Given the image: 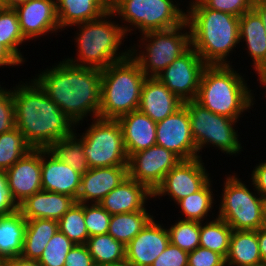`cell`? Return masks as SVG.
I'll return each instance as SVG.
<instances>
[{
  "mask_svg": "<svg viewBox=\"0 0 266 266\" xmlns=\"http://www.w3.org/2000/svg\"><path fill=\"white\" fill-rule=\"evenodd\" d=\"M47 70L34 81L75 125L91 112L99 118L101 69L64 60Z\"/></svg>",
  "mask_w": 266,
  "mask_h": 266,
  "instance_id": "6da1fadb",
  "label": "cell"
},
{
  "mask_svg": "<svg viewBox=\"0 0 266 266\" xmlns=\"http://www.w3.org/2000/svg\"><path fill=\"white\" fill-rule=\"evenodd\" d=\"M12 90L15 127L33 149H47L53 142L74 134V123L32 80Z\"/></svg>",
  "mask_w": 266,
  "mask_h": 266,
  "instance_id": "7a4b0ae2",
  "label": "cell"
},
{
  "mask_svg": "<svg viewBox=\"0 0 266 266\" xmlns=\"http://www.w3.org/2000/svg\"><path fill=\"white\" fill-rule=\"evenodd\" d=\"M188 10L191 47L207 65H229L227 55L240 42L239 17L207 8L201 1L191 2Z\"/></svg>",
  "mask_w": 266,
  "mask_h": 266,
  "instance_id": "3957f363",
  "label": "cell"
},
{
  "mask_svg": "<svg viewBox=\"0 0 266 266\" xmlns=\"http://www.w3.org/2000/svg\"><path fill=\"white\" fill-rule=\"evenodd\" d=\"M244 81L230 65H207L195 101L215 114L237 120L254 104Z\"/></svg>",
  "mask_w": 266,
  "mask_h": 266,
  "instance_id": "277c9868",
  "label": "cell"
},
{
  "mask_svg": "<svg viewBox=\"0 0 266 266\" xmlns=\"http://www.w3.org/2000/svg\"><path fill=\"white\" fill-rule=\"evenodd\" d=\"M146 76L130 55L101 70V104L99 118L117 120L138 110Z\"/></svg>",
  "mask_w": 266,
  "mask_h": 266,
  "instance_id": "5b68a950",
  "label": "cell"
},
{
  "mask_svg": "<svg viewBox=\"0 0 266 266\" xmlns=\"http://www.w3.org/2000/svg\"><path fill=\"white\" fill-rule=\"evenodd\" d=\"M113 15V11L109 9L97 19L76 24V26L82 25L76 37L79 58L78 60L68 58L65 61L76 66L102 70L114 62H119L129 57L131 55L130 49L120 55L117 54V51L125 37L124 35L132 29L120 26L118 23L116 25L114 22L107 21V19L105 20L107 16L111 17Z\"/></svg>",
  "mask_w": 266,
  "mask_h": 266,
  "instance_id": "8992f818",
  "label": "cell"
},
{
  "mask_svg": "<svg viewBox=\"0 0 266 266\" xmlns=\"http://www.w3.org/2000/svg\"><path fill=\"white\" fill-rule=\"evenodd\" d=\"M218 217L233 230L257 231L265 226V200L253 194L236 176L226 178Z\"/></svg>",
  "mask_w": 266,
  "mask_h": 266,
  "instance_id": "52a82bcc",
  "label": "cell"
},
{
  "mask_svg": "<svg viewBox=\"0 0 266 266\" xmlns=\"http://www.w3.org/2000/svg\"><path fill=\"white\" fill-rule=\"evenodd\" d=\"M110 9L142 34L178 27L187 16L172 0H110Z\"/></svg>",
  "mask_w": 266,
  "mask_h": 266,
  "instance_id": "ba28073f",
  "label": "cell"
},
{
  "mask_svg": "<svg viewBox=\"0 0 266 266\" xmlns=\"http://www.w3.org/2000/svg\"><path fill=\"white\" fill-rule=\"evenodd\" d=\"M80 136L89 168L127 166L128 155L118 120L94 118Z\"/></svg>",
  "mask_w": 266,
  "mask_h": 266,
  "instance_id": "9c48e42d",
  "label": "cell"
},
{
  "mask_svg": "<svg viewBox=\"0 0 266 266\" xmlns=\"http://www.w3.org/2000/svg\"><path fill=\"white\" fill-rule=\"evenodd\" d=\"M187 26L189 24L186 21L178 27L143 34L142 40L150 42L145 46L146 52H141L142 55L138 56L135 54L137 50L131 49L134 51H131V55L139 63L146 77H157L191 47V32H179Z\"/></svg>",
  "mask_w": 266,
  "mask_h": 266,
  "instance_id": "30bf717a",
  "label": "cell"
},
{
  "mask_svg": "<svg viewBox=\"0 0 266 266\" xmlns=\"http://www.w3.org/2000/svg\"><path fill=\"white\" fill-rule=\"evenodd\" d=\"M183 105L189 112L191 133L198 154L205 144H213L230 155L241 151L238 134L233 129L237 120L215 114L195 100L183 102Z\"/></svg>",
  "mask_w": 266,
  "mask_h": 266,
  "instance_id": "8fae6325",
  "label": "cell"
},
{
  "mask_svg": "<svg viewBox=\"0 0 266 266\" xmlns=\"http://www.w3.org/2000/svg\"><path fill=\"white\" fill-rule=\"evenodd\" d=\"M206 66L199 54L190 47L157 78L181 101H192L197 97L201 75Z\"/></svg>",
  "mask_w": 266,
  "mask_h": 266,
  "instance_id": "7c38bea8",
  "label": "cell"
},
{
  "mask_svg": "<svg viewBox=\"0 0 266 266\" xmlns=\"http://www.w3.org/2000/svg\"><path fill=\"white\" fill-rule=\"evenodd\" d=\"M181 161L170 150L155 145L128 157V177L145 185L153 193L165 175Z\"/></svg>",
  "mask_w": 266,
  "mask_h": 266,
  "instance_id": "4fadbf2b",
  "label": "cell"
},
{
  "mask_svg": "<svg viewBox=\"0 0 266 266\" xmlns=\"http://www.w3.org/2000/svg\"><path fill=\"white\" fill-rule=\"evenodd\" d=\"M156 145L170 150L181 160L200 157L191 133L189 112L184 105L156 123Z\"/></svg>",
  "mask_w": 266,
  "mask_h": 266,
  "instance_id": "5bb4252c",
  "label": "cell"
},
{
  "mask_svg": "<svg viewBox=\"0 0 266 266\" xmlns=\"http://www.w3.org/2000/svg\"><path fill=\"white\" fill-rule=\"evenodd\" d=\"M199 158L179 162L165 175L153 192V197L168 194L177 203L201 190L210 181V177Z\"/></svg>",
  "mask_w": 266,
  "mask_h": 266,
  "instance_id": "9a60e30c",
  "label": "cell"
},
{
  "mask_svg": "<svg viewBox=\"0 0 266 266\" xmlns=\"http://www.w3.org/2000/svg\"><path fill=\"white\" fill-rule=\"evenodd\" d=\"M5 173L11 198L18 206L42 190L41 149L30 150Z\"/></svg>",
  "mask_w": 266,
  "mask_h": 266,
  "instance_id": "2e32d148",
  "label": "cell"
},
{
  "mask_svg": "<svg viewBox=\"0 0 266 266\" xmlns=\"http://www.w3.org/2000/svg\"><path fill=\"white\" fill-rule=\"evenodd\" d=\"M128 177V166L89 168L81 176L77 203L99 204L101 200Z\"/></svg>",
  "mask_w": 266,
  "mask_h": 266,
  "instance_id": "e0dca14e",
  "label": "cell"
},
{
  "mask_svg": "<svg viewBox=\"0 0 266 266\" xmlns=\"http://www.w3.org/2000/svg\"><path fill=\"white\" fill-rule=\"evenodd\" d=\"M169 243L167 229L162 228L152 218L126 245V259L134 266H151Z\"/></svg>",
  "mask_w": 266,
  "mask_h": 266,
  "instance_id": "ac0fdd59",
  "label": "cell"
},
{
  "mask_svg": "<svg viewBox=\"0 0 266 266\" xmlns=\"http://www.w3.org/2000/svg\"><path fill=\"white\" fill-rule=\"evenodd\" d=\"M14 9L25 39L61 29L58 24L55 0H29Z\"/></svg>",
  "mask_w": 266,
  "mask_h": 266,
  "instance_id": "d6986e66",
  "label": "cell"
},
{
  "mask_svg": "<svg viewBox=\"0 0 266 266\" xmlns=\"http://www.w3.org/2000/svg\"><path fill=\"white\" fill-rule=\"evenodd\" d=\"M46 157H49V160H46ZM41 176L42 190L77 199L82 174L58 160L47 149H41Z\"/></svg>",
  "mask_w": 266,
  "mask_h": 266,
  "instance_id": "ffe728a7",
  "label": "cell"
},
{
  "mask_svg": "<svg viewBox=\"0 0 266 266\" xmlns=\"http://www.w3.org/2000/svg\"><path fill=\"white\" fill-rule=\"evenodd\" d=\"M182 106L183 101L157 77H146L141 90L138 110L157 123L174 114Z\"/></svg>",
  "mask_w": 266,
  "mask_h": 266,
  "instance_id": "44dd1931",
  "label": "cell"
},
{
  "mask_svg": "<svg viewBox=\"0 0 266 266\" xmlns=\"http://www.w3.org/2000/svg\"><path fill=\"white\" fill-rule=\"evenodd\" d=\"M117 120L128 157L156 145V123L148 115L134 110Z\"/></svg>",
  "mask_w": 266,
  "mask_h": 266,
  "instance_id": "7402d4cb",
  "label": "cell"
},
{
  "mask_svg": "<svg viewBox=\"0 0 266 266\" xmlns=\"http://www.w3.org/2000/svg\"><path fill=\"white\" fill-rule=\"evenodd\" d=\"M153 193L129 177L107 194L99 203L110 215L144 210L145 200Z\"/></svg>",
  "mask_w": 266,
  "mask_h": 266,
  "instance_id": "603a6c76",
  "label": "cell"
},
{
  "mask_svg": "<svg viewBox=\"0 0 266 266\" xmlns=\"http://www.w3.org/2000/svg\"><path fill=\"white\" fill-rule=\"evenodd\" d=\"M76 200L69 195L38 191L18 205V210L26 220L36 218L59 221Z\"/></svg>",
  "mask_w": 266,
  "mask_h": 266,
  "instance_id": "cb8c5ba5",
  "label": "cell"
},
{
  "mask_svg": "<svg viewBox=\"0 0 266 266\" xmlns=\"http://www.w3.org/2000/svg\"><path fill=\"white\" fill-rule=\"evenodd\" d=\"M239 39H244L257 73L266 66V31L260 15L252 8L239 17Z\"/></svg>",
  "mask_w": 266,
  "mask_h": 266,
  "instance_id": "d4e9b609",
  "label": "cell"
},
{
  "mask_svg": "<svg viewBox=\"0 0 266 266\" xmlns=\"http://www.w3.org/2000/svg\"><path fill=\"white\" fill-rule=\"evenodd\" d=\"M110 9V0H56L59 27L99 18Z\"/></svg>",
  "mask_w": 266,
  "mask_h": 266,
  "instance_id": "484cf974",
  "label": "cell"
},
{
  "mask_svg": "<svg viewBox=\"0 0 266 266\" xmlns=\"http://www.w3.org/2000/svg\"><path fill=\"white\" fill-rule=\"evenodd\" d=\"M25 230L26 219L18 209L13 213L0 215V258L4 262L21 255Z\"/></svg>",
  "mask_w": 266,
  "mask_h": 266,
  "instance_id": "4316f807",
  "label": "cell"
},
{
  "mask_svg": "<svg viewBox=\"0 0 266 266\" xmlns=\"http://www.w3.org/2000/svg\"><path fill=\"white\" fill-rule=\"evenodd\" d=\"M258 230H233L230 236L227 266H250L262 263Z\"/></svg>",
  "mask_w": 266,
  "mask_h": 266,
  "instance_id": "83f0119b",
  "label": "cell"
},
{
  "mask_svg": "<svg viewBox=\"0 0 266 266\" xmlns=\"http://www.w3.org/2000/svg\"><path fill=\"white\" fill-rule=\"evenodd\" d=\"M58 230L56 220L43 218L26 220L25 238L20 256L25 259L39 260L47 243Z\"/></svg>",
  "mask_w": 266,
  "mask_h": 266,
  "instance_id": "f1b7e54d",
  "label": "cell"
},
{
  "mask_svg": "<svg viewBox=\"0 0 266 266\" xmlns=\"http://www.w3.org/2000/svg\"><path fill=\"white\" fill-rule=\"evenodd\" d=\"M152 218L146 208L132 213L111 215L108 234L126 246Z\"/></svg>",
  "mask_w": 266,
  "mask_h": 266,
  "instance_id": "f546056e",
  "label": "cell"
},
{
  "mask_svg": "<svg viewBox=\"0 0 266 266\" xmlns=\"http://www.w3.org/2000/svg\"><path fill=\"white\" fill-rule=\"evenodd\" d=\"M94 265L103 266L126 258V246L116 241L110 234L91 236L85 244Z\"/></svg>",
  "mask_w": 266,
  "mask_h": 266,
  "instance_id": "4dcf8cb0",
  "label": "cell"
},
{
  "mask_svg": "<svg viewBox=\"0 0 266 266\" xmlns=\"http://www.w3.org/2000/svg\"><path fill=\"white\" fill-rule=\"evenodd\" d=\"M72 136L53 142L47 150L58 160L71 166L77 172L84 174L88 169L86 155L82 147V140Z\"/></svg>",
  "mask_w": 266,
  "mask_h": 266,
  "instance_id": "1f68e13d",
  "label": "cell"
},
{
  "mask_svg": "<svg viewBox=\"0 0 266 266\" xmlns=\"http://www.w3.org/2000/svg\"><path fill=\"white\" fill-rule=\"evenodd\" d=\"M202 225L200 222V247L221 254L226 259L233 229L219 217Z\"/></svg>",
  "mask_w": 266,
  "mask_h": 266,
  "instance_id": "d6a6232c",
  "label": "cell"
},
{
  "mask_svg": "<svg viewBox=\"0 0 266 266\" xmlns=\"http://www.w3.org/2000/svg\"><path fill=\"white\" fill-rule=\"evenodd\" d=\"M33 148L17 127L0 134V171H6Z\"/></svg>",
  "mask_w": 266,
  "mask_h": 266,
  "instance_id": "836d02e7",
  "label": "cell"
},
{
  "mask_svg": "<svg viewBox=\"0 0 266 266\" xmlns=\"http://www.w3.org/2000/svg\"><path fill=\"white\" fill-rule=\"evenodd\" d=\"M18 15L13 8L0 9V43L3 44L21 63L24 62L18 45L25 42Z\"/></svg>",
  "mask_w": 266,
  "mask_h": 266,
  "instance_id": "e575fe53",
  "label": "cell"
},
{
  "mask_svg": "<svg viewBox=\"0 0 266 266\" xmlns=\"http://www.w3.org/2000/svg\"><path fill=\"white\" fill-rule=\"evenodd\" d=\"M58 228L74 244H86L89 234L84 222V204L75 202L58 221Z\"/></svg>",
  "mask_w": 266,
  "mask_h": 266,
  "instance_id": "d590c367",
  "label": "cell"
},
{
  "mask_svg": "<svg viewBox=\"0 0 266 266\" xmlns=\"http://www.w3.org/2000/svg\"><path fill=\"white\" fill-rule=\"evenodd\" d=\"M211 181H209L201 190L193 193L177 202L180 205L184 220L203 222L210 209H212L213 192L211 191Z\"/></svg>",
  "mask_w": 266,
  "mask_h": 266,
  "instance_id": "8d00e7d4",
  "label": "cell"
},
{
  "mask_svg": "<svg viewBox=\"0 0 266 266\" xmlns=\"http://www.w3.org/2000/svg\"><path fill=\"white\" fill-rule=\"evenodd\" d=\"M167 231L170 243L188 253L200 246V222L182 219Z\"/></svg>",
  "mask_w": 266,
  "mask_h": 266,
  "instance_id": "74e56055",
  "label": "cell"
},
{
  "mask_svg": "<svg viewBox=\"0 0 266 266\" xmlns=\"http://www.w3.org/2000/svg\"><path fill=\"white\" fill-rule=\"evenodd\" d=\"M75 244L59 230L47 243L38 260L42 266H64L65 258Z\"/></svg>",
  "mask_w": 266,
  "mask_h": 266,
  "instance_id": "f35d334b",
  "label": "cell"
},
{
  "mask_svg": "<svg viewBox=\"0 0 266 266\" xmlns=\"http://www.w3.org/2000/svg\"><path fill=\"white\" fill-rule=\"evenodd\" d=\"M111 215L100 204H84V222L89 237L108 234Z\"/></svg>",
  "mask_w": 266,
  "mask_h": 266,
  "instance_id": "ab89813d",
  "label": "cell"
},
{
  "mask_svg": "<svg viewBox=\"0 0 266 266\" xmlns=\"http://www.w3.org/2000/svg\"><path fill=\"white\" fill-rule=\"evenodd\" d=\"M207 8L240 17L253 8L254 0H200Z\"/></svg>",
  "mask_w": 266,
  "mask_h": 266,
  "instance_id": "60d3db41",
  "label": "cell"
},
{
  "mask_svg": "<svg viewBox=\"0 0 266 266\" xmlns=\"http://www.w3.org/2000/svg\"><path fill=\"white\" fill-rule=\"evenodd\" d=\"M15 128V113L12 90L7 91L0 85V134Z\"/></svg>",
  "mask_w": 266,
  "mask_h": 266,
  "instance_id": "b9f144b4",
  "label": "cell"
},
{
  "mask_svg": "<svg viewBox=\"0 0 266 266\" xmlns=\"http://www.w3.org/2000/svg\"><path fill=\"white\" fill-rule=\"evenodd\" d=\"M226 259L210 249L197 247L188 253V266H225Z\"/></svg>",
  "mask_w": 266,
  "mask_h": 266,
  "instance_id": "7bdbcfd3",
  "label": "cell"
},
{
  "mask_svg": "<svg viewBox=\"0 0 266 266\" xmlns=\"http://www.w3.org/2000/svg\"><path fill=\"white\" fill-rule=\"evenodd\" d=\"M151 266H188V252L169 243Z\"/></svg>",
  "mask_w": 266,
  "mask_h": 266,
  "instance_id": "ee69618b",
  "label": "cell"
},
{
  "mask_svg": "<svg viewBox=\"0 0 266 266\" xmlns=\"http://www.w3.org/2000/svg\"><path fill=\"white\" fill-rule=\"evenodd\" d=\"M64 266H94L87 246L85 244H75L67 254Z\"/></svg>",
  "mask_w": 266,
  "mask_h": 266,
  "instance_id": "f6af8a7d",
  "label": "cell"
},
{
  "mask_svg": "<svg viewBox=\"0 0 266 266\" xmlns=\"http://www.w3.org/2000/svg\"><path fill=\"white\" fill-rule=\"evenodd\" d=\"M18 209L17 204L12 200L7 187L5 171H0V215H7Z\"/></svg>",
  "mask_w": 266,
  "mask_h": 266,
  "instance_id": "bcb514c9",
  "label": "cell"
},
{
  "mask_svg": "<svg viewBox=\"0 0 266 266\" xmlns=\"http://www.w3.org/2000/svg\"><path fill=\"white\" fill-rule=\"evenodd\" d=\"M259 164L253 170L251 179L257 194L266 201V162Z\"/></svg>",
  "mask_w": 266,
  "mask_h": 266,
  "instance_id": "7dc6e473",
  "label": "cell"
},
{
  "mask_svg": "<svg viewBox=\"0 0 266 266\" xmlns=\"http://www.w3.org/2000/svg\"><path fill=\"white\" fill-rule=\"evenodd\" d=\"M21 62L0 43V66L19 65Z\"/></svg>",
  "mask_w": 266,
  "mask_h": 266,
  "instance_id": "c3c4849f",
  "label": "cell"
},
{
  "mask_svg": "<svg viewBox=\"0 0 266 266\" xmlns=\"http://www.w3.org/2000/svg\"><path fill=\"white\" fill-rule=\"evenodd\" d=\"M4 266H42L38 260L25 259L21 256L4 262Z\"/></svg>",
  "mask_w": 266,
  "mask_h": 266,
  "instance_id": "681fc988",
  "label": "cell"
},
{
  "mask_svg": "<svg viewBox=\"0 0 266 266\" xmlns=\"http://www.w3.org/2000/svg\"><path fill=\"white\" fill-rule=\"evenodd\" d=\"M258 242L261 258L266 263V226L258 229Z\"/></svg>",
  "mask_w": 266,
  "mask_h": 266,
  "instance_id": "f907efd6",
  "label": "cell"
},
{
  "mask_svg": "<svg viewBox=\"0 0 266 266\" xmlns=\"http://www.w3.org/2000/svg\"><path fill=\"white\" fill-rule=\"evenodd\" d=\"M253 9L260 15L266 31V0H254Z\"/></svg>",
  "mask_w": 266,
  "mask_h": 266,
  "instance_id": "816d5d0a",
  "label": "cell"
},
{
  "mask_svg": "<svg viewBox=\"0 0 266 266\" xmlns=\"http://www.w3.org/2000/svg\"><path fill=\"white\" fill-rule=\"evenodd\" d=\"M29 0H2L5 8H16L17 6L28 2Z\"/></svg>",
  "mask_w": 266,
  "mask_h": 266,
  "instance_id": "f5cc1de1",
  "label": "cell"
},
{
  "mask_svg": "<svg viewBox=\"0 0 266 266\" xmlns=\"http://www.w3.org/2000/svg\"><path fill=\"white\" fill-rule=\"evenodd\" d=\"M103 266H134L129 260H127L126 258L121 260V261H118V262H115V263H111V264H106V265H103Z\"/></svg>",
  "mask_w": 266,
  "mask_h": 266,
  "instance_id": "db71d44e",
  "label": "cell"
},
{
  "mask_svg": "<svg viewBox=\"0 0 266 266\" xmlns=\"http://www.w3.org/2000/svg\"><path fill=\"white\" fill-rule=\"evenodd\" d=\"M258 76H259V81L260 83L262 82L263 85H265L266 87V66H264L259 72H258Z\"/></svg>",
  "mask_w": 266,
  "mask_h": 266,
  "instance_id": "11a10c76",
  "label": "cell"
},
{
  "mask_svg": "<svg viewBox=\"0 0 266 266\" xmlns=\"http://www.w3.org/2000/svg\"><path fill=\"white\" fill-rule=\"evenodd\" d=\"M250 266H266V263L265 262H262L260 264H257V265H250Z\"/></svg>",
  "mask_w": 266,
  "mask_h": 266,
  "instance_id": "9f6ffc18",
  "label": "cell"
},
{
  "mask_svg": "<svg viewBox=\"0 0 266 266\" xmlns=\"http://www.w3.org/2000/svg\"><path fill=\"white\" fill-rule=\"evenodd\" d=\"M0 266H4V261L0 258Z\"/></svg>",
  "mask_w": 266,
  "mask_h": 266,
  "instance_id": "6f0895ef",
  "label": "cell"
},
{
  "mask_svg": "<svg viewBox=\"0 0 266 266\" xmlns=\"http://www.w3.org/2000/svg\"><path fill=\"white\" fill-rule=\"evenodd\" d=\"M4 8L2 0H0V9Z\"/></svg>",
  "mask_w": 266,
  "mask_h": 266,
  "instance_id": "680465c9",
  "label": "cell"
},
{
  "mask_svg": "<svg viewBox=\"0 0 266 266\" xmlns=\"http://www.w3.org/2000/svg\"><path fill=\"white\" fill-rule=\"evenodd\" d=\"M265 226H266V203H265Z\"/></svg>",
  "mask_w": 266,
  "mask_h": 266,
  "instance_id": "91938a15",
  "label": "cell"
}]
</instances>
